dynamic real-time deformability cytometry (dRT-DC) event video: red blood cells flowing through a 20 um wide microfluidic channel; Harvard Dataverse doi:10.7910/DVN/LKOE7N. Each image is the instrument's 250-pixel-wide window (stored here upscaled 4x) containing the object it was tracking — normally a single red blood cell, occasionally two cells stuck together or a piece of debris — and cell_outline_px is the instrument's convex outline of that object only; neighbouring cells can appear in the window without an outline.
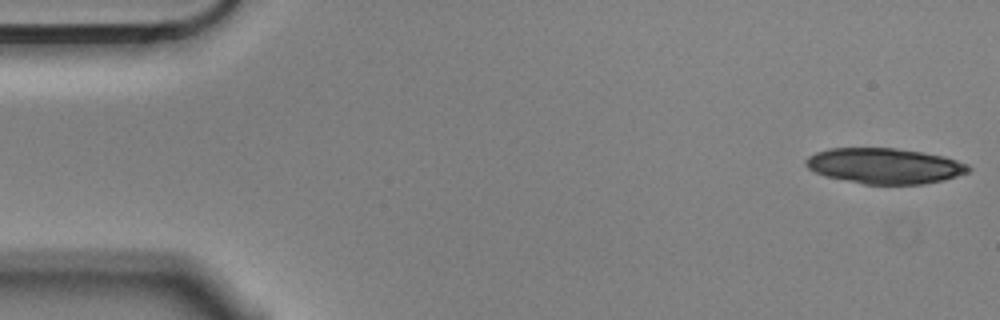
{"species": "Egyptian fruit bat (a non-hibernating species)", "species_latin": "Rousettus aegyptiacus", "temperature_condition": "cold", "stored_images_in_passage": 6, "segment_of_instrument_passage": [1, 2], "camera_frame_rate_fps": 3000, "um_per_image_px": 0.085, "animal": {"sex": "male"}, "frame": {"image": 1, "passage_image": 1, "time_ms": 0.0, "image_size_px": [1000, 320], "cell_outline_px": [[972, 168], [968, 172], [944, 180], [924, 184], [864, 184], [824, 176], [808, 168], [804, 164], [804, 160], [808, 156], [816, 152], [832, 148], [896, 148], [944, 156], [968, 164]], "centroid_in_image_um": [75.18, 14.1], "position_along_channel_um": 9.8, "area_um2": 33.7}}